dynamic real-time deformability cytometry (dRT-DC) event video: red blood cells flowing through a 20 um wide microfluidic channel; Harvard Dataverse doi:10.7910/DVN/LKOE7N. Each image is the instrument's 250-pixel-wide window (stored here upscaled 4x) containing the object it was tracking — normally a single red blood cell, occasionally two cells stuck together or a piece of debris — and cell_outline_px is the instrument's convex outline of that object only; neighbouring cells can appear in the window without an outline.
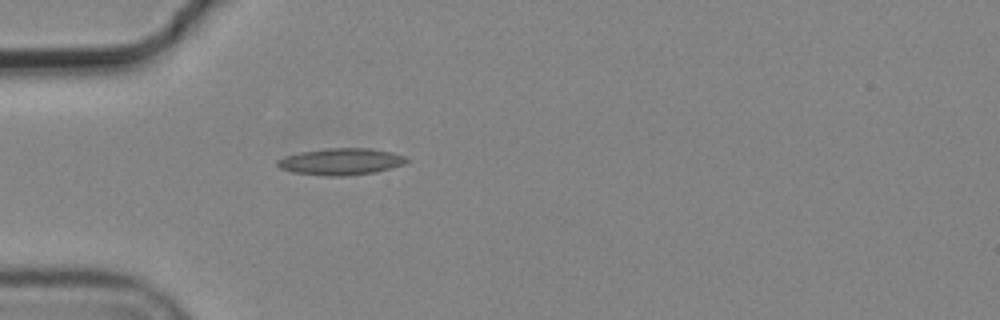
{"species": "common noctule bat (a hibernating species)", "species_latin": "Nyctalus noctula", "temperature_condition": "cold", "stored_images_in_passage": 1, "camera_frame_rate_fps": 3000, "um_per_image_px": 0.085, "animal": {"sex": "male", "body_mass_g": 19.2, "forearm_length_mm": 51.8}, "frame": {"image": 1, "passage_image": 1, "time_ms": 0.0, "image_size_px": [1000, 320], "cell_outline_px": [[408, 160], [404, 164], [372, 172], [344, 176], [324, 176], [292, 172], [280, 168], [276, 164], [276, 160], [284, 156], [300, 152], [324, 148], [372, 148], [392, 152], [404, 156]], "centroid_in_image_um": [28.92, 13.72], "position_along_channel_um": 56.1, "area_um2": 20.06}}